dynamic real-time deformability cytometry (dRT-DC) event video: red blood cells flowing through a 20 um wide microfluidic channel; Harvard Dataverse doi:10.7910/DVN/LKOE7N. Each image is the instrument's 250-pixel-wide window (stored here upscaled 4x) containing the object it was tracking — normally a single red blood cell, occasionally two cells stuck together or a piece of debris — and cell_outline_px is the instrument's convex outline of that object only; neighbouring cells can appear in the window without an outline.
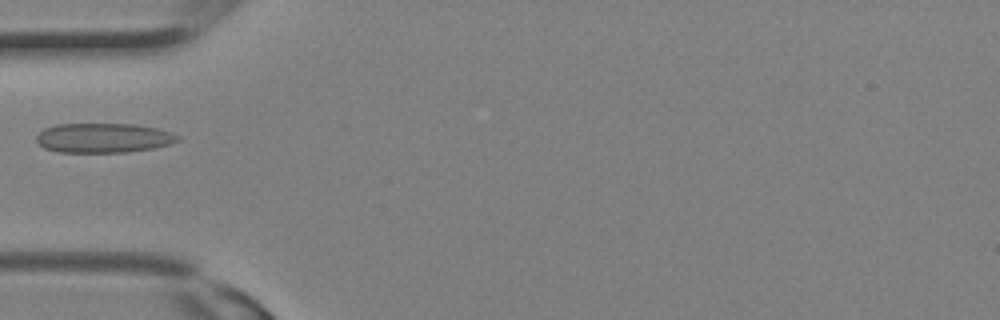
{"species": "Egyptian fruit bat (a non-hibernating species)", "species_latin": "Rousettus aegyptiacus", "temperature_condition": "room temperature", "stored_images_in_passage": 11, "camera_frame_rate_fps": 3000, "um_per_image_px": 0.085, "animal": {"sex": "female"}, "frame": {"image": 1, "passage_image": 10, "time_ms": 3.0, "image_size_px": [1000, 320], "cell_outline_px": [[180, 140], [172, 144], [152, 148], [128, 152], [56, 152], [44, 148], [36, 140], [36, 136], [44, 128], [56, 124], [136, 124], [160, 128], [172, 132], [180, 136]], "centroid_in_image_um": [8.83, 11.72], "position_along_channel_um": 76.2, "area_um2": 24.62}}